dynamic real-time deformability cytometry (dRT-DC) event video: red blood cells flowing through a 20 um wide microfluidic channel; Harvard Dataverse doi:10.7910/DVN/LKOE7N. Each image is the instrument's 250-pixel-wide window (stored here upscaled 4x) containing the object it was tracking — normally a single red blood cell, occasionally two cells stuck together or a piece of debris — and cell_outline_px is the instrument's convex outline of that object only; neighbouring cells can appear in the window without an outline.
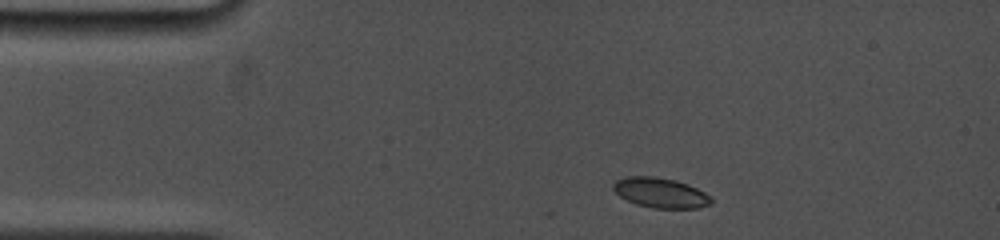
{"species": "common noctule bat (a hibernating species)", "species_latin": "Nyctalus noctula", "temperature_condition": "cold", "stored_images_in_passage": 3, "camera_frame_rate_fps": 5000, "um_per_image_px": 0.085, "animal": {"sex": "female", "body_mass_g": 19.0, "forearm_length_mm": 53.3}, "frame": {"image": 1, "passage_image": 1, "time_ms": 0.0, "image_size_px": [1000, 240], "cell_outline_px": [[712, 204], [700, 208], [652, 208], [636, 204], [620, 196], [612, 188], [612, 184], [616, 180], [624, 176], [652, 176], [676, 180], [688, 184], [712, 196]], "centroid_in_image_um": [56.15, 16.38], "position_along_channel_um": 28.8, "area_um2": 17.28}}